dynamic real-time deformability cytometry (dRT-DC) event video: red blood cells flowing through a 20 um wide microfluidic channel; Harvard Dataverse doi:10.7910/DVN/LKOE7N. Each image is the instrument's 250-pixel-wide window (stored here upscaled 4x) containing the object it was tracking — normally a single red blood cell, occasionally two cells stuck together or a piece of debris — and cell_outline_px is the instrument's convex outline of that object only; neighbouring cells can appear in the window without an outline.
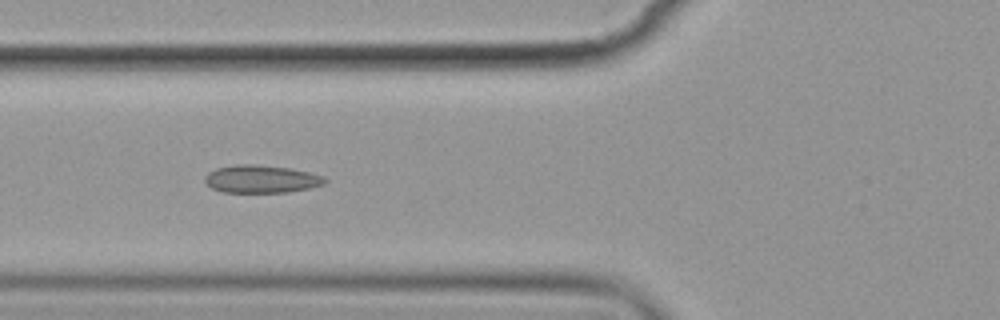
{"species": "common noctule bat (a hibernating species)", "species_latin": "Nyctalus noctula", "temperature_condition": "cold", "stored_images_in_passage": 4, "camera_frame_rate_fps": 3000, "um_per_image_px": 0.085, "animal": {"sex": "female", "body_mass_g": 19.9}, "frame": {"image": 1, "passage_image": 2, "time_ms": 1.0, "image_size_px": [1000, 320], "cell_outline_px": [[328, 180], [324, 184], [308, 188], [288, 192], [224, 192], [212, 188], [204, 180], [204, 176], [208, 172], [216, 168], [236, 164], [252, 164], [292, 168], [308, 172], [320, 176]], "centroid_in_image_um": [22.17, 15.21], "position_along_channel_um": 103.6, "area_um2": 19.31}}
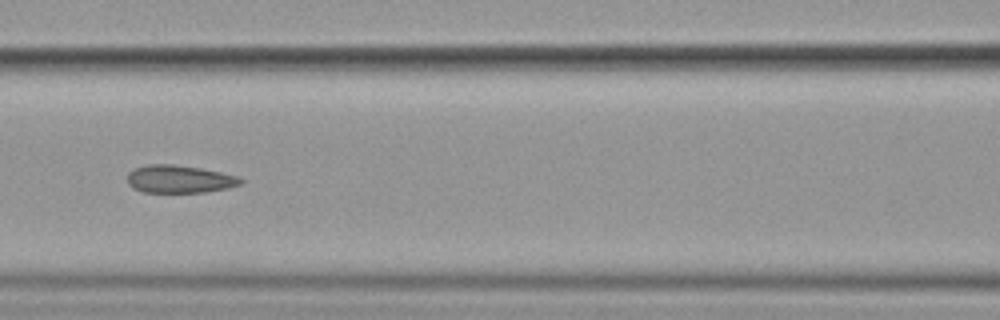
{"frame": {"image": 2, "passage_image": 3, "time_ms": 2.333, "image_size_px": [1000, 320], "cell_outline_px": [[244, 180], [240, 184], [228, 188], [204, 192], [144, 192], [132, 188], [128, 184], [128, 172], [136, 168], [148, 164], [172, 164], [200, 168], [220, 172], [236, 176]], "centroid_in_image_um": [15.23, 15.22], "position_along_channel_um": 151.4, "area_um2": 18.21}}
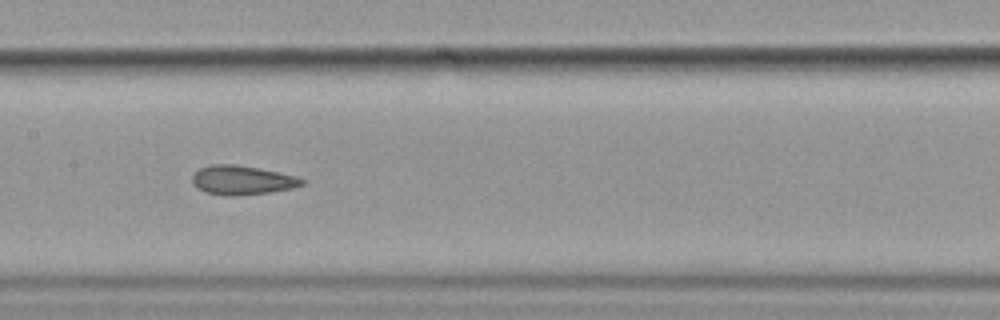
{"frame": {"image": 3, "passage_image": 4, "time_ms": 3.333, "image_size_px": [1000, 320], "cell_outline_px": [[304, 184], [292, 188], [268, 192], [236, 196], [224, 196], [204, 192], [192, 180], [192, 176], [200, 168], [212, 164], [236, 164], [296, 176], [304, 180]], "centroid_in_image_um": [20.57, 15.32], "position_along_channel_um": 186.8, "area_um2": 18.32}}